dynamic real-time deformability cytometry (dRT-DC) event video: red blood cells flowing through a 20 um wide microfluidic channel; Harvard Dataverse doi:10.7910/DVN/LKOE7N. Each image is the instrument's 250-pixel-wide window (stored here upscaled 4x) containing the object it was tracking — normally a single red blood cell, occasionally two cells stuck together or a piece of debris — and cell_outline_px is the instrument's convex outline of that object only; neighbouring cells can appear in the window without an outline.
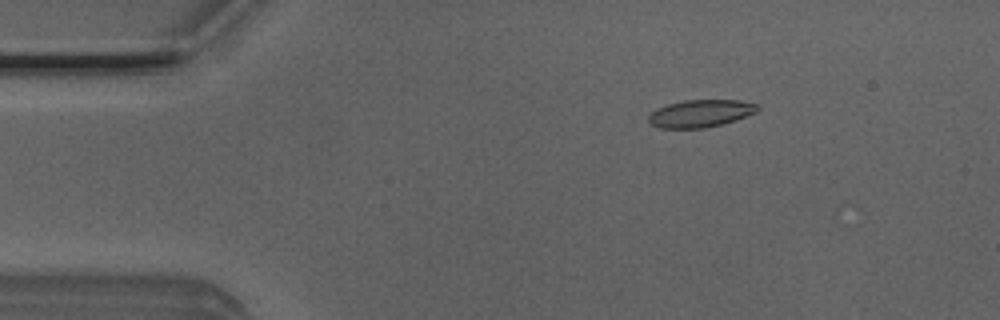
{"species": "Egyptian fruit bat (a non-hibernating species)", "species_latin": "Rousettus aegyptiacus", "temperature_condition": "room temperature", "stored_images_in_passage": 18, "camera_frame_rate_fps": 3000, "um_per_image_px": 0.085, "animal": {"sex": "male"}, "frame": {"image": 1, "passage_image": 1, "time_ms": 0.0, "image_size_px": [1000, 320], "cell_outline_px": [[760, 108], [756, 112], [720, 124], [704, 128], [660, 128], [652, 124], [648, 120], [648, 116], [656, 108], [668, 104], [684, 100], [740, 100], [760, 104]], "centroid_in_image_um": [59.54, 9.63], "position_along_channel_um": 25.5, "area_um2": 17.28}}
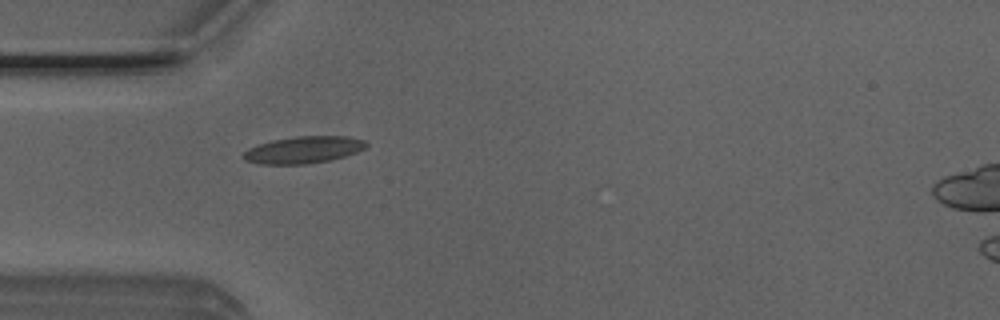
{"frame": {"image": 2, "passage_image": 8, "time_ms": 2.333, "image_size_px": [1000, 320], "cell_outline_px": [[368, 144], [364, 148], [356, 152], [344, 156], [328, 160], [304, 164], [260, 164], [244, 160], [240, 156], [248, 148], [272, 140], [296, 136], [348, 136], [364, 140]], "centroid_in_image_um": [25.76, 12.73], "position_along_channel_um": 59.2, "area_um2": 19.19}}
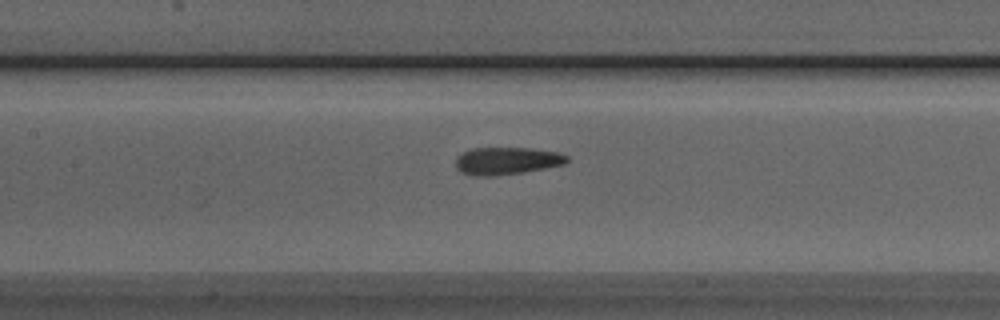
{"frame": {"image": 3, "passage_image": 16, "time_ms": 5.0, "image_size_px": [1000, 320], "cell_outline_px": [[568, 160], [564, 164], [524, 172], [496, 176], [472, 176], [460, 172], [456, 168], [456, 156], [472, 148], [528, 148], [556, 152], [568, 156]], "centroid_in_image_um": [43.02, 13.68], "position_along_channel_um": 164.4, "area_um2": 17.8}}